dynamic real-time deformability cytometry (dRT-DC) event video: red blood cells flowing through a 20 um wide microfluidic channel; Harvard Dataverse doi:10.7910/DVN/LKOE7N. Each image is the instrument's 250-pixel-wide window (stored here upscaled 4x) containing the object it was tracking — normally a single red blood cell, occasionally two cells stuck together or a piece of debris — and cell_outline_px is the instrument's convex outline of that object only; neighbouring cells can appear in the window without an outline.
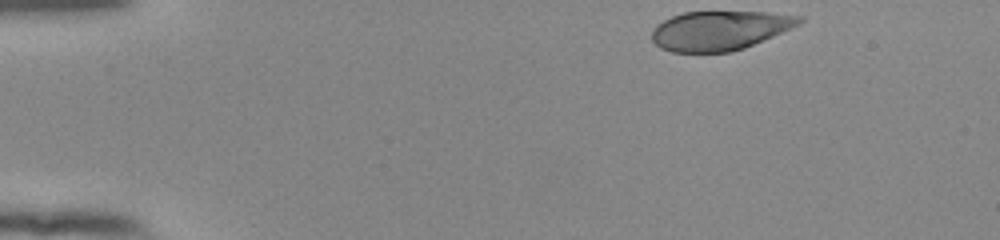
{"species": "human", "species_latin": "Homo sapiens", "temperature_condition": "room temperature", "stored_images_in_passage": 41, "camera_frame_rate_fps": 3000, "um_per_image_px": 0.085, "donor": {"sex": "female"}, "frame": {"image": 1, "passage_image": 1, "time_ms": 0.0, "image_size_px": [1000, 240], "cell_outline_px": [[804, 20], [800, 24], [744, 48], [728, 52], [672, 52], [660, 48], [652, 40], [652, 28], [656, 24], [672, 16], [684, 12], [768, 12], [804, 16]], "centroid_in_image_um": [61.16, 2.58], "position_along_channel_um": 23.8, "area_um2": 33.7}}
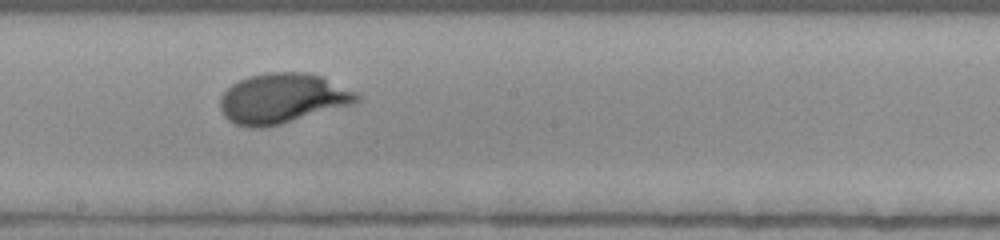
{"frame": {"image": 2, "passage_image": 24, "time_ms": 7.667, "image_size_px": [1000, 240], "cell_outline_px": [[360, 100], [352, 104], [280, 124], [264, 128], [248, 128], [236, 124], [228, 120], [224, 116], [220, 108], [220, 96], [232, 84], [248, 76], [264, 72], [304, 72], [324, 76], [356, 92], [360, 96]], "centroid_in_image_um": [23.99, 8.36], "position_along_channel_um": 224.2, "area_um2": 39.94}}
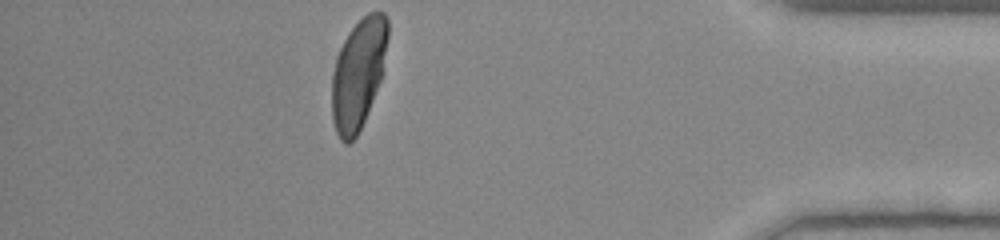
{"frame": {"image": 3, "passage_image": 41, "time_ms": 13.333, "image_size_px": [1000, 240], "cell_outline_px": [[388, 36], [380, 80], [364, 120], [356, 136], [348, 144], [344, 144], [340, 140], [336, 132], [332, 120], [332, 76], [336, 60], [340, 48], [348, 32], [368, 12], [384, 12], [388, 20]], "centroid_in_image_um": [30.44, 6.27], "position_along_channel_um": 404.8, "area_um2": 35.37}, "authors_computed_cell_mechanics": {"area_um2": 37.57, "velocity_mm_per_s": 3.8593, "shape_relaxation_time_tau1_ms": 3.5126, "shape_relaxation_time_tau2_ms": null, "deformation_change_tau1": 0.1937, "deformation_change_tau2": null}}